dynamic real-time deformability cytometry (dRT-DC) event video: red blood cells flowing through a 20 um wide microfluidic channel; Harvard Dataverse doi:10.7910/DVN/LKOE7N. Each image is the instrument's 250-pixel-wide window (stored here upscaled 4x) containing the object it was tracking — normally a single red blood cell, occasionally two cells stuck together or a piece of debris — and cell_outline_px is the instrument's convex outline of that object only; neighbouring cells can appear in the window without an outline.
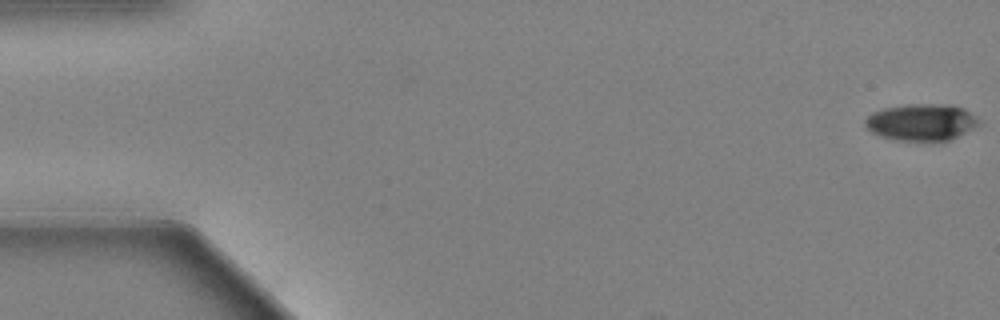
{"species": "Egyptian fruit bat (a non-hibernating species)", "species_latin": "Rousettus aegyptiacus", "temperature_condition": "warm", "stored_images_in_passage": 15, "camera_frame_rate_fps": 3000, "um_per_image_px": 0.085, "animal": {"sex": "female"}, "frame": {"image": 1, "passage_image": 1, "time_ms": 0.0, "image_size_px": [1000, 320], "cell_outline_px": [[980, 124], [948, 140], [892, 140], [880, 136], [872, 132], [864, 124], [864, 120], [872, 112], [884, 108], [908, 104], [948, 104], [964, 108], [976, 116], [980, 120]], "centroid_in_image_um": [78.3, 10.37], "position_along_channel_um": 6.7, "area_um2": 24.22}}
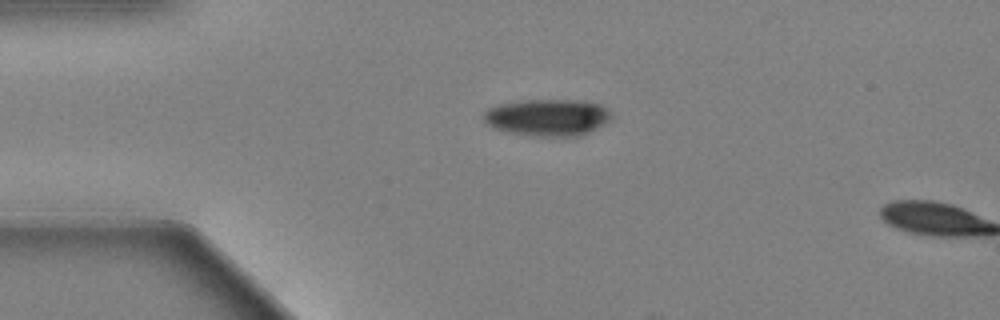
{"frame": {"image": 2, "passage_image": 14, "time_ms": 4.333, "image_size_px": [1000, 320], "cell_outline_px": [[612, 116], [608, 120], [596, 128], [580, 136], [532, 136], [508, 132], [496, 128], [488, 124], [480, 116], [488, 108], [496, 104], [516, 100], [588, 100], [600, 104], [608, 108], [612, 112]], "centroid_in_image_um": [46.52, 9.96], "position_along_channel_um": 38.5, "area_um2": 27.8}}